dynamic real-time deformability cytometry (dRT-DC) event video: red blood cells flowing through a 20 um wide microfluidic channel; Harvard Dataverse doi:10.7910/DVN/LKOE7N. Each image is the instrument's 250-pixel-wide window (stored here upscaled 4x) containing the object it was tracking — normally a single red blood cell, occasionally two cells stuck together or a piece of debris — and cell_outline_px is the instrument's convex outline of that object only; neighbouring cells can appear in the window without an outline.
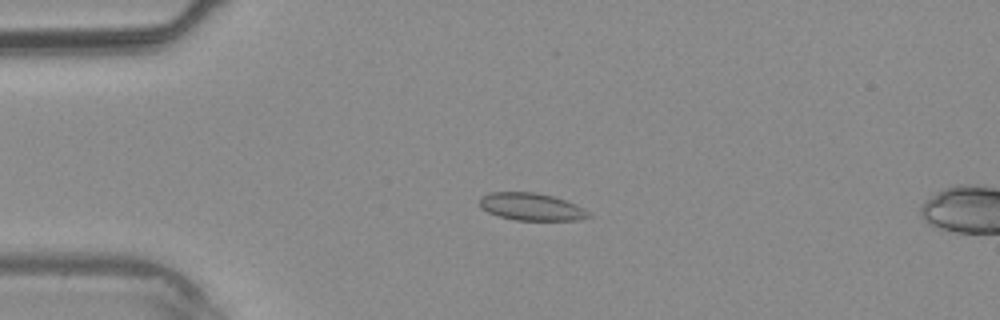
{"species": "common noctule bat (a hibernating species)", "species_latin": "Nyctalus noctula", "temperature_condition": "warm", "stored_images_in_passage": 39, "camera_frame_rate_fps": 3000, "um_per_image_px": 0.085, "animal": {"sex": "male", "body_mass_g": 20.4}, "frame": {"image": 1, "passage_image": 10, "time_ms": 3.0, "image_size_px": [1000, 320], "cell_outline_px": [[592, 216], [576, 220], [516, 220], [500, 216], [488, 212], [480, 208], [480, 196], [492, 192], [536, 192], [552, 196], [576, 204], [584, 208]], "centroid_in_image_um": [45.15, 17.57], "position_along_channel_um": 39.8, "area_um2": 17.34}}
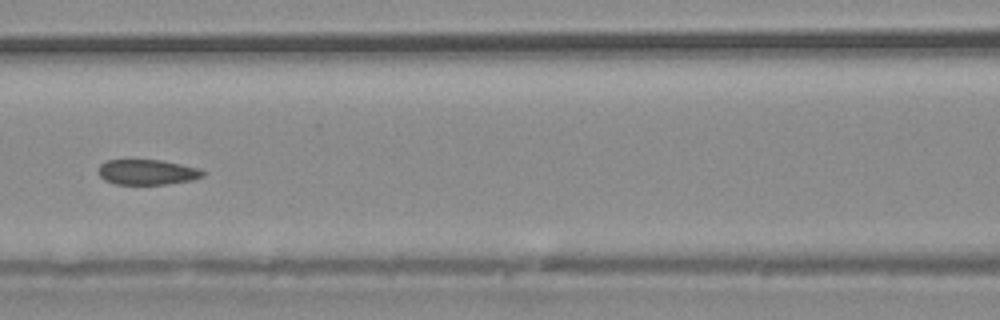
{"frame": {"image": 2, "passage_image": 18, "time_ms": 5.667, "image_size_px": [1000, 320], "cell_outline_px": [[204, 176], [192, 180], [168, 184], [116, 184], [104, 180], [96, 172], [100, 164], [104, 160], [160, 160], [200, 168], [204, 172]], "centroid_in_image_um": [12.48, 14.63], "position_along_channel_um": 154.1, "area_um2": 15.49}}
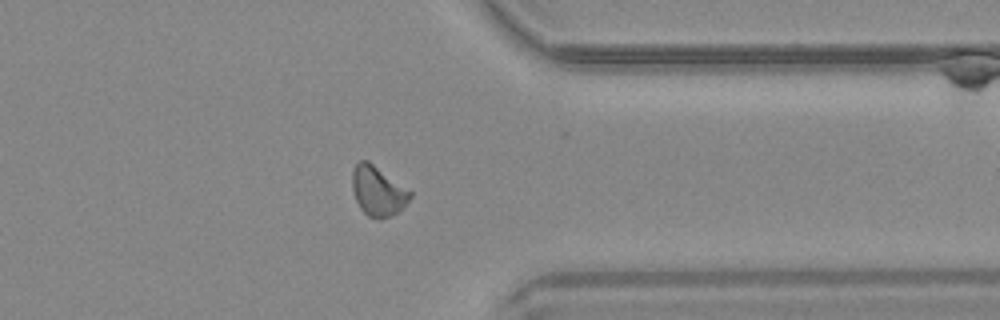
{"frame": {"image": 3, "passage_image": 31, "time_ms": 10.0, "image_size_px": [1000, 320], "cell_outline_px": [[412, 196], [396, 212], [380, 220], [368, 216], [360, 208], [356, 200], [352, 188], [352, 172], [356, 164], [360, 160], [368, 160], [412, 192]], "centroid_in_image_um": [32.09, 16.22], "position_along_channel_um": 379.3, "area_um2": 16.47}}